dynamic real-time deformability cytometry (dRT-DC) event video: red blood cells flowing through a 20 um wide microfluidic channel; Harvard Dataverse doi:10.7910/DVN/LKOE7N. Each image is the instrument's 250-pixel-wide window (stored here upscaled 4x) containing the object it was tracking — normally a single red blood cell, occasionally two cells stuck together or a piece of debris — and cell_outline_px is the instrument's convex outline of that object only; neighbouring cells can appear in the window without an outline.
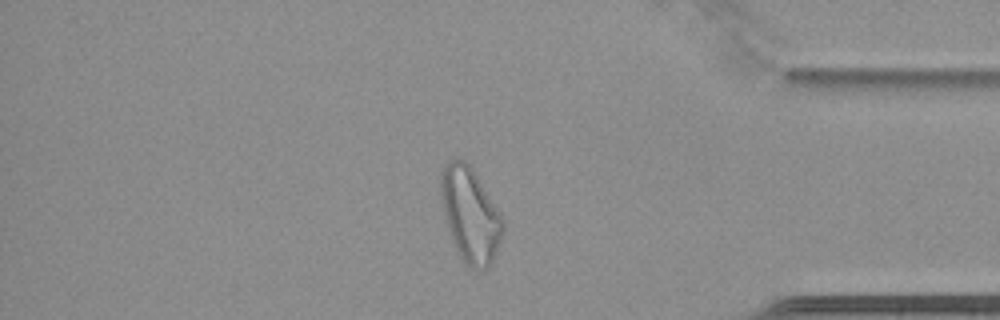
{"species": "common noctule bat (a hibernating species)", "species_latin": "Nyctalus noctula", "temperature_condition": "cold", "stored_images_in_passage": 67, "camera_frame_rate_fps": 3000, "um_per_image_px": 0.085, "animal": {"sex": "female", "body_mass_g": 22.7, "forearm_length_mm": 54.2}, "frame": {"image": 1, "passage_image": 58, "time_ms": 19.0, "image_size_px": [1000, 320], "cell_outline_px": [[504, 228], [500, 240], [492, 260], [480, 272], [464, 264], [456, 252], [444, 216], [440, 192], [440, 172], [448, 160], [456, 156], [464, 160], [472, 168], [500, 212], [504, 220]], "centroid_in_image_um": [39.94, 18.23], "position_along_channel_um": 395.3, "area_um2": 34.33}}